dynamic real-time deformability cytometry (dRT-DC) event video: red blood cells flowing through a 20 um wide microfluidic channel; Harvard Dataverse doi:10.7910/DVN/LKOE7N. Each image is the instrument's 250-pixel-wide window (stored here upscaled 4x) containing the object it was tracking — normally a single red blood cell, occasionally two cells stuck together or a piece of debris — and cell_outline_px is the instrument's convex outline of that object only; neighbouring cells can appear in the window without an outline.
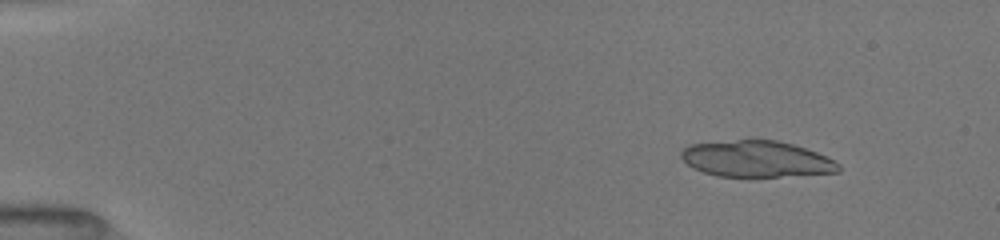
{"species": "common noctule bat (a hibernating species)", "species_latin": "Nyctalus noctula", "temperature_condition": "room temperature", "stored_images_in_passage": 52, "camera_frame_rate_fps": 3000, "um_per_image_px": 0.085, "animal": {"sex": "female", "body_mass_g": 19.5, "forearm_length_mm": 54.1}, "frame": {"image": 1, "passage_image": 6, "time_ms": 1.667, "image_size_px": [1000, 240], "cell_outline_px": [[840, 172], [780, 176], [716, 176], [692, 168], [680, 156], [680, 152], [684, 148], [692, 144], [736, 140], [776, 140], [792, 144], [816, 152], [840, 164]], "centroid_in_image_um": [64.28, 13.51], "position_along_channel_um": 20.7, "area_um2": 32.83}}
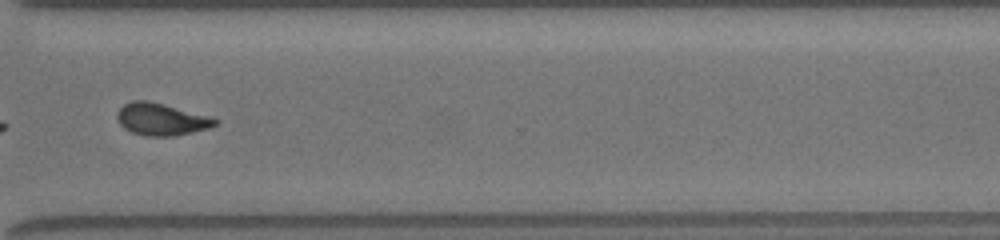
{"frame": {"image": 2, "passage_image": 40, "time_ms": 13.0, "image_size_px": [1000, 240], "cell_outline_px": [[220, 120], [216, 124], [208, 128], [192, 132], [172, 136], [144, 136], [132, 132], [124, 128], [120, 124], [116, 116], [116, 112], [124, 104], [132, 100], [148, 100], [164, 104], [208, 116]], "centroid_in_image_um": [13.67, 10.13], "position_along_channel_um": 356.9, "area_um2": 18.26}}
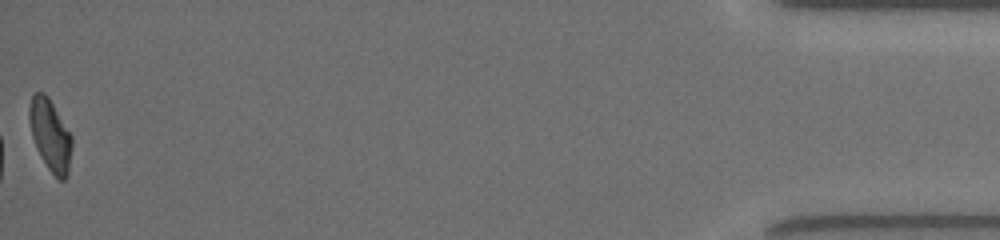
{"frame": {"image": 3, "passage_image": 52, "time_ms": 17.0, "image_size_px": [1000, 240], "cell_outline_px": [[72, 148], [68, 176], [64, 180], [60, 180], [48, 168], [40, 156], [36, 148], [32, 136], [28, 120], [28, 108], [32, 96], [36, 92], [44, 92], [48, 96], [72, 136]], "centroid_in_image_um": [4.27, 11.48], "position_along_channel_um": 430.9, "area_um2": 17.86}, "authors_computed_cell_mechanics": {"area_um2": 18.6405, "velocity_mm_per_s": 4.0228, "shape_relaxation_time_tau1_ms": null, "shape_relaxation_time_tau2_ms": 1.9574, "deformation_change_tau1": null, "deformation_change_tau2": 0.0809}}